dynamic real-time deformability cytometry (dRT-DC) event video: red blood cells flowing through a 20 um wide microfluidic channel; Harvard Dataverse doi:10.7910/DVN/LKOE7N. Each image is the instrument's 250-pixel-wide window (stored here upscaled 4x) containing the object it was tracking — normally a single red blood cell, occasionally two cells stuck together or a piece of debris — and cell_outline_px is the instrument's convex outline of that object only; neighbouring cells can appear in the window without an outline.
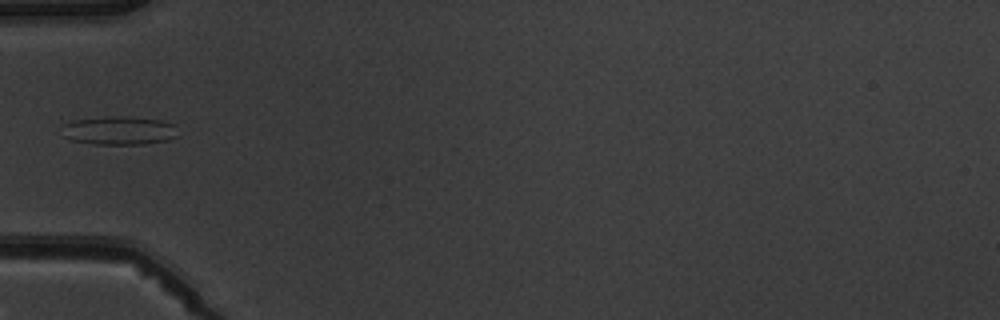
{"species": "common noctule bat (a hibernating species)", "species_latin": "Nyctalus noctula", "temperature_condition": "warm", "stored_images_in_passage": 6, "camera_frame_rate_fps": 3000, "um_per_image_px": 0.085, "animal": {"sex": "male", "body_mass_g": 19.5, "forearm_length_mm": 54.6}, "frame": {"image": 1, "passage_image": 6, "time_ms": 6.0, "image_size_px": [1000, 320], "cell_outline_px": [[180, 136], [168, 140], [144, 144], [92, 144], [72, 140], [64, 136], [60, 124], [72, 120], [104, 116], [124, 116], [164, 120], [172, 124]], "centroid_in_image_um": [10.1, 11.08], "position_along_channel_um": 74.9, "area_um2": 19.65}}